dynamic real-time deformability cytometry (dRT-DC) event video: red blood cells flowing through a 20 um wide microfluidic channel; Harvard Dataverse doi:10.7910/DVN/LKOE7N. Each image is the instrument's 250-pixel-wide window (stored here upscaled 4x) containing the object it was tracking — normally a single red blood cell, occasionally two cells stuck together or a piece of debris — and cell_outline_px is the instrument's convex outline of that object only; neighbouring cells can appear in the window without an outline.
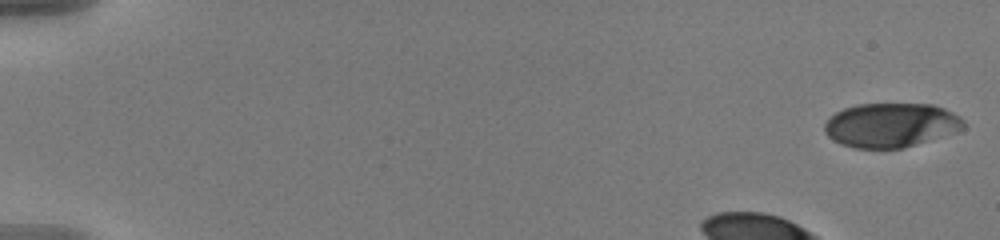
{"species": "human", "species_latin": "Homo sapiens", "temperature_condition": "warm", "stored_images_in_passage": 43, "camera_frame_rate_fps": 3000, "um_per_image_px": 0.085, "donor": {"sex": "male"}, "frame": {"image": 1, "passage_image": 1, "time_ms": 0.0, "image_size_px": [1000, 240], "cell_outline_px": [[964, 128], [956, 132], [904, 148], [856, 148], [840, 144], [832, 140], [824, 132], [824, 124], [836, 112], [844, 108], [860, 104], [932, 104], [944, 108], [960, 116], [964, 120]], "centroid_in_image_um": [75.73, 10.64], "position_along_channel_um": 9.3, "area_um2": 35.89}}
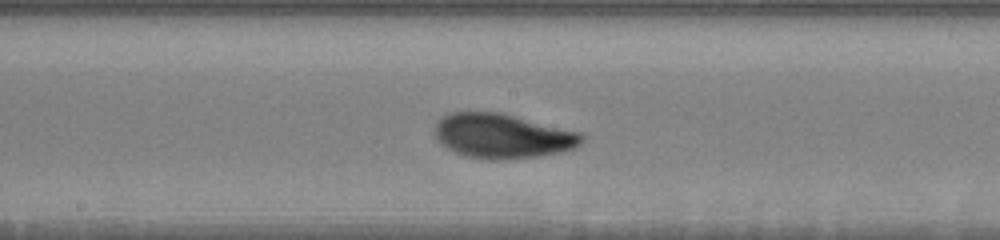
{"frame": {"image": 2, "passage_image": 27, "time_ms": 8.667, "image_size_px": [1000, 240], "cell_outline_px": [[584, 140], [576, 148], [564, 152], [540, 156], [508, 160], [492, 160], [464, 156], [448, 148], [432, 132], [432, 128], [436, 120], [452, 112], [500, 112], [584, 132]], "centroid_in_image_um": [42.77, 11.56], "position_along_channel_um": 205.4, "area_um2": 38.9}}
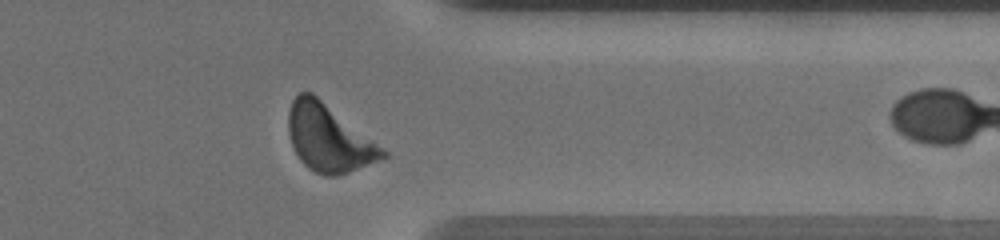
{"frame": {"image": 3, "passage_image": 42, "time_ms": 13.667, "image_size_px": [1000, 240], "cell_outline_px": [[388, 156], [340, 176], [324, 176], [308, 168], [300, 160], [292, 144], [288, 132], [288, 112], [292, 100], [300, 92], [312, 92], [384, 148], [388, 152]], "centroid_in_image_um": [27.94, 11.74], "position_along_channel_um": 383.5, "area_um2": 36.7}}